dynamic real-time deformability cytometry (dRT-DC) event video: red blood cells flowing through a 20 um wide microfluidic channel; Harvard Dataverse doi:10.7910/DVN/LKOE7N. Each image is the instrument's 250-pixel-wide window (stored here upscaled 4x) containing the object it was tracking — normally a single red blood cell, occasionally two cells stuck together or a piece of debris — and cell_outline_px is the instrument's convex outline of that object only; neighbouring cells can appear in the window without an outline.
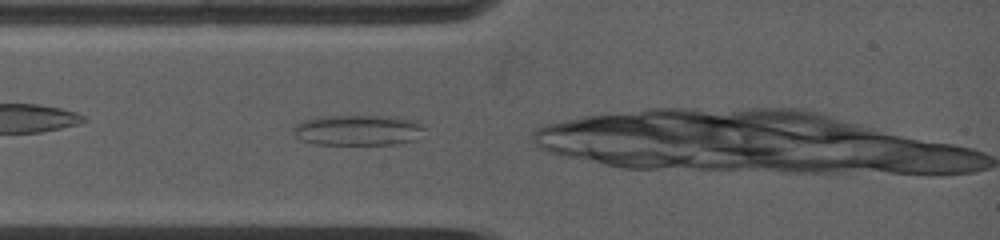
{"species": "common noctule bat (a hibernating species)", "species_latin": "Nyctalus noctula", "temperature_condition": "warm", "stored_images_in_passage": 32, "camera_frame_rate_fps": 5000, "um_per_image_px": 0.085, "animal": {"sex": "female", "body_mass_g": 19.0, "forearm_length_mm": 53.3}, "frame": {"image": 1, "passage_image": 1, "time_ms": 0.0, "image_size_px": [1000, 240], "cell_outline_px": [[424, 128], [416, 140], [396, 144], [316, 144], [300, 140], [292, 132], [292, 128], [300, 120], [320, 116], [388, 116], [412, 120], [420, 124]], "centroid_in_image_um": [30.35, 11.06], "position_along_channel_um": 54.6, "area_um2": 23.41}}